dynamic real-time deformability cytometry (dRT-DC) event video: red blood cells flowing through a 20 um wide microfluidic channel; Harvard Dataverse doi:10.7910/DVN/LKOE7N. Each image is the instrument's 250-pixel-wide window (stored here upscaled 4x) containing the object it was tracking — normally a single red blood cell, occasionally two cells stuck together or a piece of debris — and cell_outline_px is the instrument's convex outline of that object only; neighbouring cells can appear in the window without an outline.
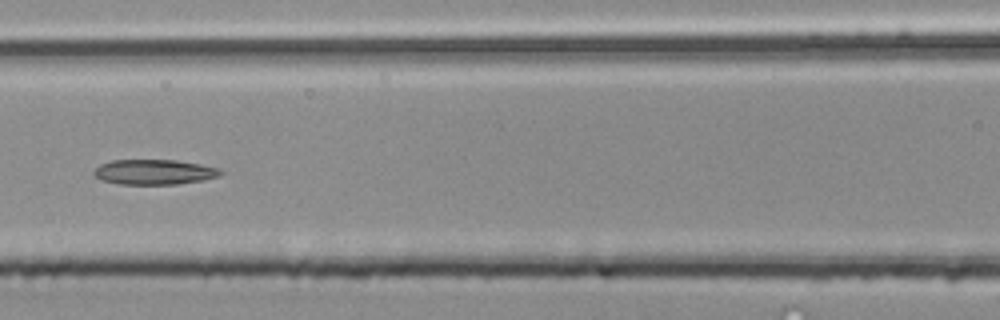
{"species": "common noctule bat (a hibernating species)", "species_latin": "Nyctalus noctula", "temperature_condition": "room temperature", "stored_images_in_passage": 53, "segment_of_instrument_passage": [2, 3], "camera_frame_rate_fps": 3000, "um_per_image_px": 0.085, "animal": {"sex": "male", "body_mass_g": 20.4}, "frame": {"image": 1, "passage_image": 24, "time_ms": 7.667, "image_size_px": [1000, 320], "cell_outline_px": [[224, 172], [220, 176], [204, 180], [176, 184], [120, 184], [100, 180], [92, 172], [100, 164], [112, 160], [176, 160], [200, 164], [220, 168]], "centroid_in_image_um": [13.13, 14.62], "position_along_channel_um": 153.5, "area_um2": 18.61}}
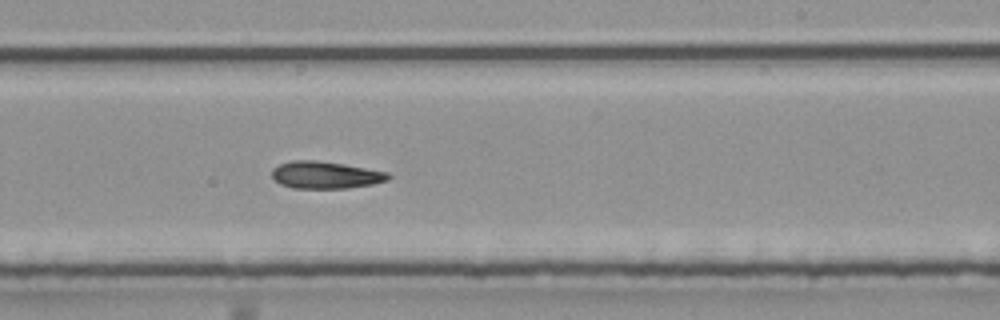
{"frame": {"image": 2, "passage_image": 32, "time_ms": 10.333, "image_size_px": [1000, 320], "cell_outline_px": [[392, 176], [388, 180], [372, 184], [348, 188], [292, 188], [280, 184], [272, 180], [272, 168], [280, 164], [292, 160], [316, 160], [344, 164], [388, 172]], "centroid_in_image_um": [27.64, 14.87], "position_along_channel_um": 261.4, "area_um2": 18.55}}
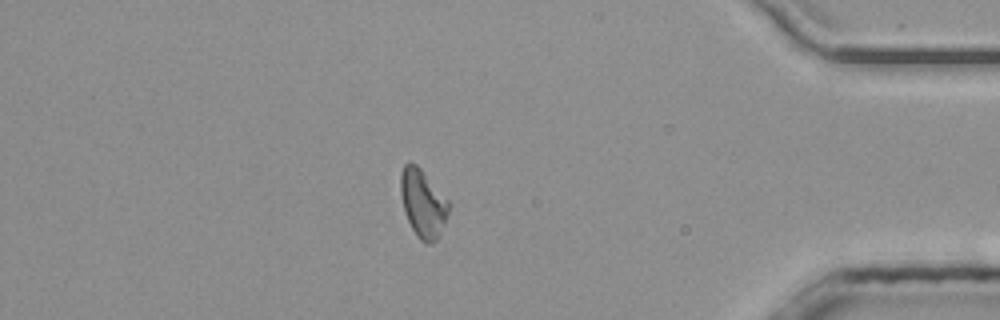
{"frame": {"image": 3, "passage_image": 45, "time_ms": 14.667, "image_size_px": [1000, 320], "cell_outline_px": [[448, 212], [436, 240], [428, 244], [424, 244], [416, 236], [404, 212], [400, 192], [400, 172], [404, 164], [408, 160], [416, 164], [424, 172], [448, 200]], "centroid_in_image_um": [35.9, 17.25], "position_along_channel_um": 399.3, "area_um2": 18.9}}